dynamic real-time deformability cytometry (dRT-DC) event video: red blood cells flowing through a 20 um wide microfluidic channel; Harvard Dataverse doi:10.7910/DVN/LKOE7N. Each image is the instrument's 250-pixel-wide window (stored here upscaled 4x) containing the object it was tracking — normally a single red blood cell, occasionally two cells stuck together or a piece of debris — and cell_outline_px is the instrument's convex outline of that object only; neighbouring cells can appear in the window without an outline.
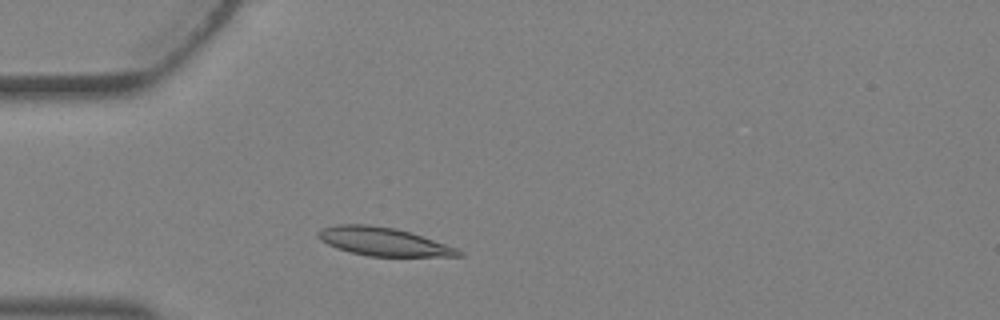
{"species": "Egyptian fruit bat (a non-hibernating species)", "species_latin": "Rousettus aegyptiacus", "temperature_condition": "warm", "stored_images_in_passage": 2, "camera_frame_rate_fps": 3000, "um_per_image_px": 0.085, "animal": {"sex": "female"}, "frame": {"image": 1, "passage_image": 2, "time_ms": 0.333, "image_size_px": [1000, 320], "cell_outline_px": [[464, 256], [368, 256], [348, 252], [336, 248], [320, 240], [316, 236], [316, 232], [324, 228], [340, 224], [364, 224], [392, 228], [412, 232], [456, 248], [464, 252]], "centroid_in_image_um": [32.57, 20.54], "position_along_channel_um": 52.4, "area_um2": 23.06}}